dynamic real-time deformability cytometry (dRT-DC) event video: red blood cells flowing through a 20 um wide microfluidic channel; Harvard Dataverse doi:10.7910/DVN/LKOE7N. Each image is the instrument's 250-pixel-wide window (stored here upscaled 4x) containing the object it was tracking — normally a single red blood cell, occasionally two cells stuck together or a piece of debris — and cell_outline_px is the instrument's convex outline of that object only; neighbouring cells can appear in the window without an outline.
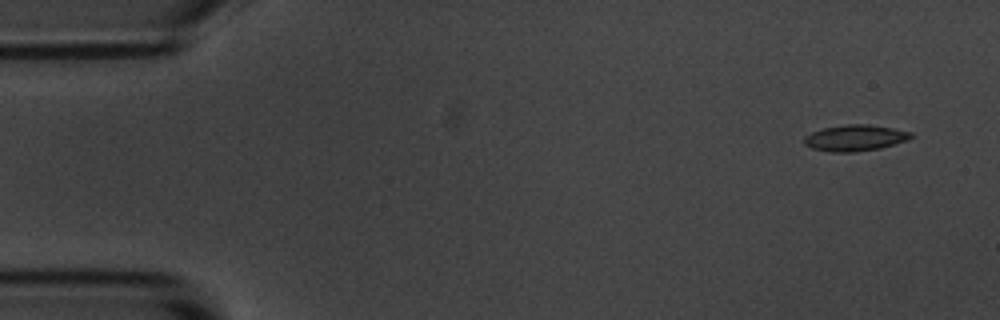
{"species": "common noctule bat (a hibernating species)", "species_latin": "Nyctalus noctula", "temperature_condition": "room temperature", "stored_images_in_passage": 5, "camera_frame_rate_fps": 3000, "um_per_image_px": 0.085, "animal": {"sex": "male", "body_mass_g": 20.1, "forearm_length_mm": 53.5}, "frame": {"image": 1, "passage_image": 1, "time_ms": 0.0, "image_size_px": [1000, 320], "cell_outline_px": [[916, 136], [908, 140], [880, 148], [856, 152], [828, 152], [812, 148], [804, 144], [804, 136], [812, 132], [824, 128], [844, 124], [868, 124], [892, 128], [912, 132]], "centroid_in_image_um": [72.7, 11.72], "position_along_channel_um": 12.3, "area_um2": 16.42}}
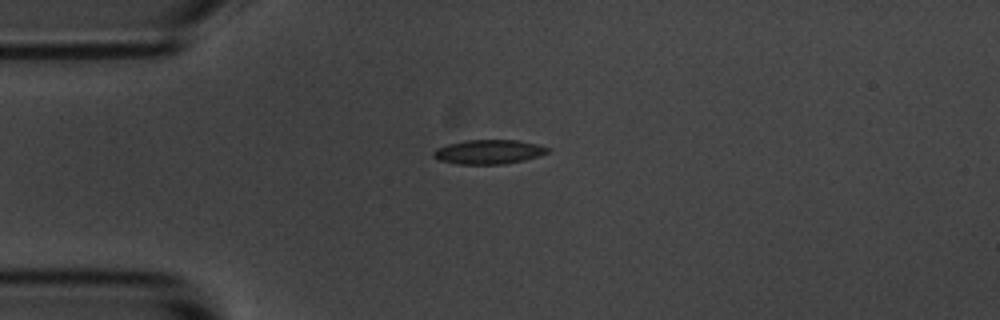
{"frame": {"image": 2, "passage_image": 3, "time_ms": 3.333, "image_size_px": [1000, 320], "cell_outline_px": [[552, 148], [548, 152], [540, 156], [524, 160], [504, 164], [456, 164], [440, 160], [432, 156], [432, 152], [436, 148], [448, 144], [464, 140], [516, 140], [536, 144]], "centroid_in_image_um": [41.54, 12.91], "position_along_channel_um": 43.5, "area_um2": 16.24}}